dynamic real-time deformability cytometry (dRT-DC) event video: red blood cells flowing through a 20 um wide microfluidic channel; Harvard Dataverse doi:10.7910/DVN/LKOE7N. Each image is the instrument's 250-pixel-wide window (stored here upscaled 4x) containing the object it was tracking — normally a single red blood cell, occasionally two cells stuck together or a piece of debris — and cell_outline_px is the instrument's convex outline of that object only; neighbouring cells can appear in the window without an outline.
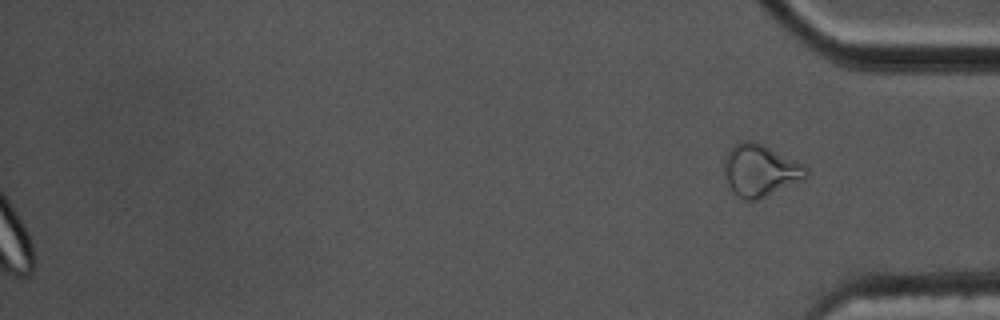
{"species": "common noctule bat (a hibernating species)", "species_latin": "Nyctalus noctula", "temperature_condition": "cold", "stored_images_in_passage": 55, "segment_of_instrument_passage": [2, 2], "camera_frame_rate_fps": 3000, "um_per_image_px": 0.085, "animal": {"sex": "male", "body_mass_g": 17.5, "forearm_length_mm": 52.3}, "frame": {"image": 1, "passage_image": 55, "time_ms": 18.0, "image_size_px": [1000, 320], "cell_outline_px": [[808, 176], [804, 180], [756, 200], [736, 200], [724, 176], [724, 156], [740, 140], [752, 140], [764, 144], [804, 164], [808, 168]], "centroid_in_image_um": [64.61, 14.49], "position_along_channel_um": 370.6, "area_um2": 25.37}}